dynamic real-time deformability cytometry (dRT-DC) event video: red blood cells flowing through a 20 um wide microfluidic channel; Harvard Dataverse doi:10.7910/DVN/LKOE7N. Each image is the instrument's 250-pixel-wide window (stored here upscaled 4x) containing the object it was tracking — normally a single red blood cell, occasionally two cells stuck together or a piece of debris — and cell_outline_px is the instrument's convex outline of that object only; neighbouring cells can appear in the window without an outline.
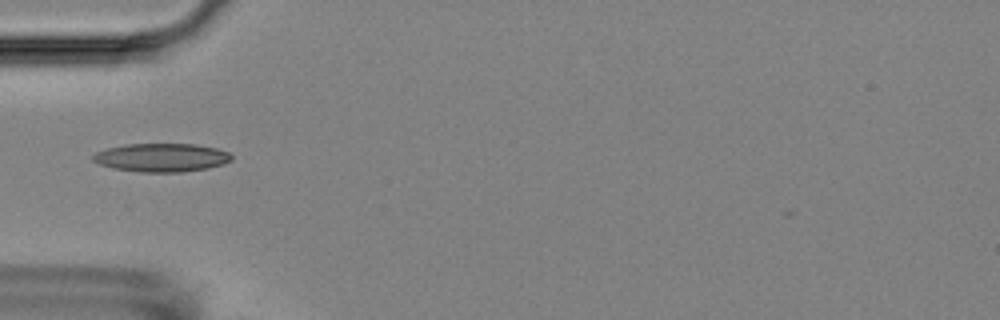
{"species": "Egyptian fruit bat (a non-hibernating species)", "species_latin": "Rousettus aegyptiacus", "temperature_condition": "room temperature", "stored_images_in_passage": 1, "camera_frame_rate_fps": 3000, "um_per_image_px": 0.085, "animal": {"sex": "female"}, "frame": {"image": 1, "passage_image": 1, "time_ms": 0.0, "image_size_px": [1000, 320], "cell_outline_px": [[232, 160], [224, 164], [208, 168], [184, 172], [140, 172], [112, 168], [100, 164], [92, 160], [92, 156], [96, 152], [108, 148], [128, 144], [196, 144], [216, 148], [228, 152], [232, 156]], "centroid_in_image_um": [13.75, 13.4], "position_along_channel_um": 71.2, "area_um2": 23.0}}